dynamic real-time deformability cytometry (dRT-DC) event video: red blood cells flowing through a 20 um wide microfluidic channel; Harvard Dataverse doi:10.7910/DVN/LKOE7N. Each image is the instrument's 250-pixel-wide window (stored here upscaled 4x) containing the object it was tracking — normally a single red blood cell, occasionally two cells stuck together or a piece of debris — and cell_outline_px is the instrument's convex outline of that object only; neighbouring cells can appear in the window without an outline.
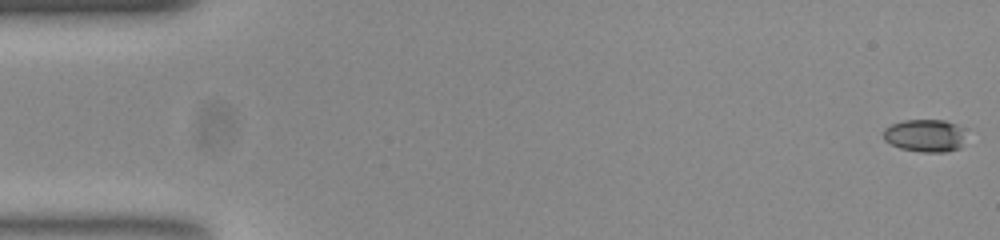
{"species": "common noctule bat (a hibernating species)", "species_latin": "Nyctalus noctula", "temperature_condition": "room temperature", "stored_images_in_passage": 53, "camera_frame_rate_fps": 3000, "um_per_image_px": 0.085, "animal": {"sex": "female", "body_mass_g": 23.0, "forearm_length_mm": 53.4}, "frame": {"image": 1, "passage_image": 1, "time_ms": 0.0, "image_size_px": [1000, 240], "cell_outline_px": [[960, 148], [944, 152], [920, 152], [900, 148], [884, 140], [884, 128], [892, 124], [904, 120], [944, 120], [956, 124], [960, 136]], "centroid_in_image_um": [78.52, 11.53], "position_along_channel_um": 6.5, "area_um2": 15.14}}
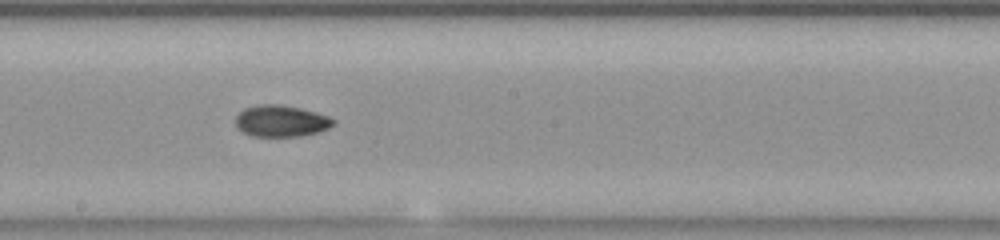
{"frame": {"image": 2, "passage_image": 29, "time_ms": 9.333, "image_size_px": [1000, 240], "cell_outline_px": [[336, 124], [328, 128], [316, 132], [300, 136], [252, 136], [236, 128], [236, 116], [244, 108], [256, 104], [280, 104], [300, 108], [316, 112], [328, 116], [336, 120]], "centroid_in_image_um": [23.89, 10.27], "position_along_channel_um": 224.3, "area_um2": 18.03}}
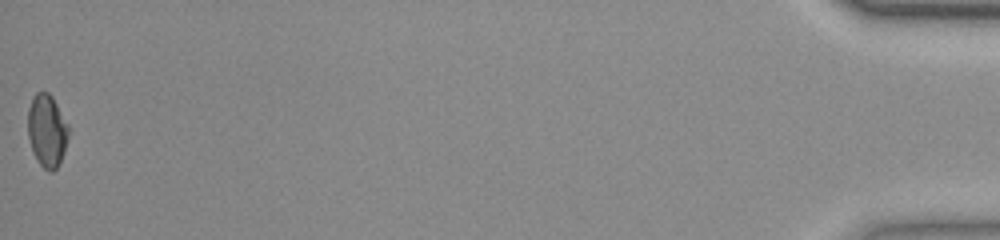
{"frame": {"image": 3, "passage_image": 53, "time_ms": 17.333, "image_size_px": [1000, 240], "cell_outline_px": [[68, 136], [64, 152], [60, 164], [52, 172], [48, 172], [36, 160], [32, 152], [28, 136], [28, 108], [32, 96], [36, 92], [48, 92], [52, 96], [68, 124]], "centroid_in_image_um": [3.98, 11.11], "position_along_channel_um": 431.2, "area_um2": 17.4}, "authors_computed_cell_mechanics": {"area_um2": 17.3978, "velocity_mm_per_s": 3.8891, "shape_relaxation_time_tau1_ms": 3.7509, "shape_relaxation_time_tau2_ms": 4.2941, "deformation_change_tau1": 0.1407, "deformation_change_tau2": 0.0828}}